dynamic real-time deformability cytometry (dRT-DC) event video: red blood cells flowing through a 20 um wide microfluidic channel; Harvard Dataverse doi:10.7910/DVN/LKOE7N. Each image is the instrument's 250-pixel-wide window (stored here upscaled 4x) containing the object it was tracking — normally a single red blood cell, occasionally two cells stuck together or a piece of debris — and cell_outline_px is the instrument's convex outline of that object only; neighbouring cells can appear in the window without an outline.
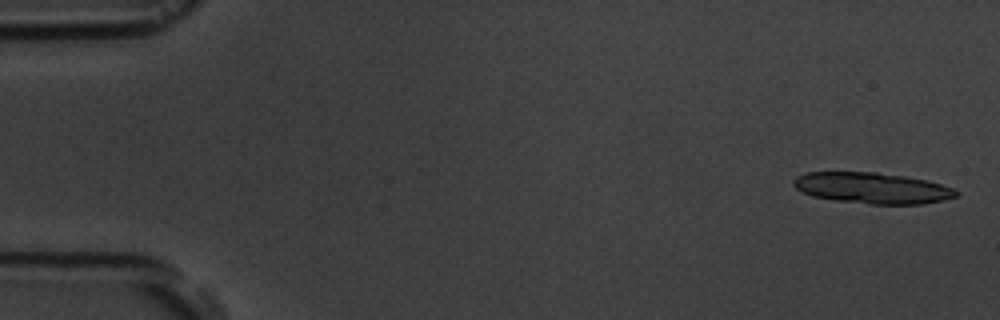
{"species": "common noctule bat (a hibernating species)", "species_latin": "Nyctalus noctula", "temperature_condition": "room temperature", "stored_images_in_passage": 11, "camera_frame_rate_fps": 3000, "um_per_image_px": 0.085, "animal": {"sex": "male", "body_mass_g": 19.5, "forearm_length_mm": 54.6}, "frame": {"image": 1, "passage_image": 1, "time_ms": 0.0, "image_size_px": [1000, 320], "cell_outline_px": [[960, 192], [956, 196], [944, 200], [920, 204], [868, 204], [836, 200], [812, 196], [796, 188], [792, 184], [792, 180], [796, 176], [804, 172], [876, 172], [904, 176], [928, 180], [952, 188]], "centroid_in_image_um": [74.12, 15.98], "position_along_channel_um": 10.9, "area_um2": 29.42}}
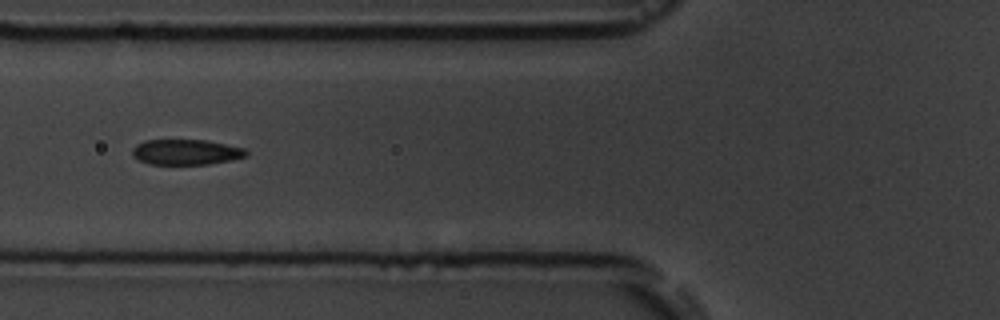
{"frame": {"image": 2, "passage_image": 6, "time_ms": 6.667, "image_size_px": [1000, 320], "cell_outline_px": [[248, 156], [232, 160], [208, 164], [148, 164], [132, 156], [132, 148], [136, 144], [144, 140], [204, 140], [244, 148], [248, 152]], "centroid_in_image_um": [15.8, 12.93], "position_along_channel_um": 110.0, "area_um2": 16.88}}
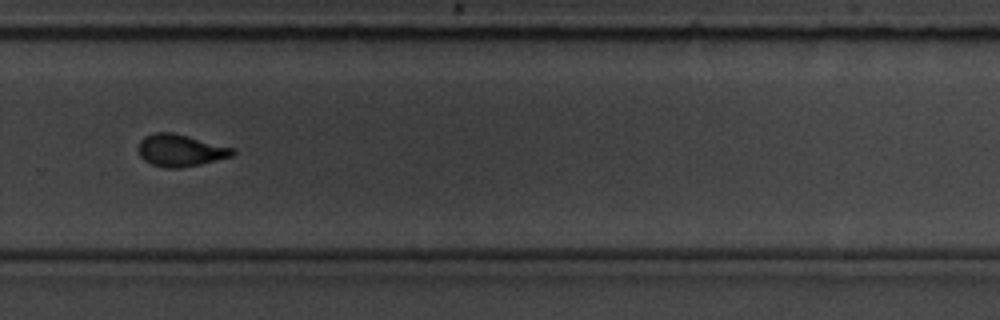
{"frame": {"image": 3, "passage_image": 11, "time_ms": 12.333, "image_size_px": [1000, 320], "cell_outline_px": [[236, 152], [232, 156], [200, 164], [180, 168], [168, 168], [152, 164], [144, 160], [140, 156], [136, 148], [140, 140], [144, 136], [156, 132], [172, 132], [236, 148]], "centroid_in_image_um": [15.32, 12.77], "position_along_channel_um": 314.5, "area_um2": 17.74}}